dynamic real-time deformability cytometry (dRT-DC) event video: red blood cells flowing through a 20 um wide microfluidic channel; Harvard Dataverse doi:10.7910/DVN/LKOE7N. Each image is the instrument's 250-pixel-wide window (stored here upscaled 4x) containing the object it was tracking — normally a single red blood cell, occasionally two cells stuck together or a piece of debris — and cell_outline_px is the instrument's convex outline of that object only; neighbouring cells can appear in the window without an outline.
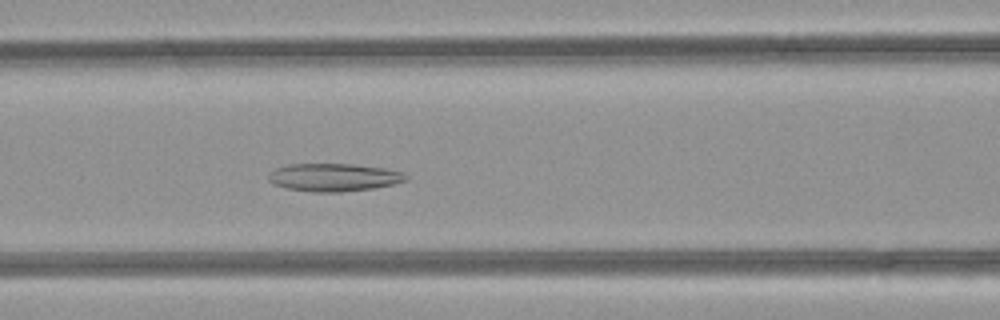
{"species": "common noctule bat (a hibernating species)", "species_latin": "Nyctalus noctula", "temperature_condition": "room temperature", "stored_images_in_passage": 48, "camera_frame_rate_fps": 3000, "um_per_image_px": 0.085, "animal": {"sex": "female", "body_mass_g": 21.9}, "frame": {"image": 1, "passage_image": 19, "time_ms": 6.0, "image_size_px": [1000, 320], "cell_outline_px": [[408, 180], [376, 188], [340, 192], [312, 192], [288, 188], [272, 184], [268, 180], [268, 172], [276, 168], [288, 164], [352, 164], [384, 168], [404, 172], [408, 176]], "centroid_in_image_um": [28.37, 15.07], "position_along_channel_um": 138.2, "area_um2": 22.48}}
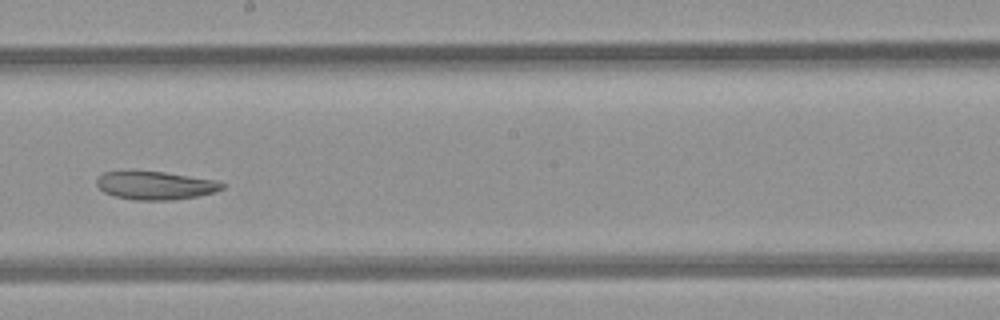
{"frame": {"image": 2, "passage_image": 26, "time_ms": 8.333, "image_size_px": [1000, 320], "cell_outline_px": [[224, 188], [216, 192], [176, 200], [136, 200], [116, 196], [104, 192], [96, 184], [96, 180], [104, 172], [164, 172], [216, 180], [224, 184]], "centroid_in_image_um": [13.25, 15.78], "position_along_channel_um": 235.0, "area_um2": 20.35}}
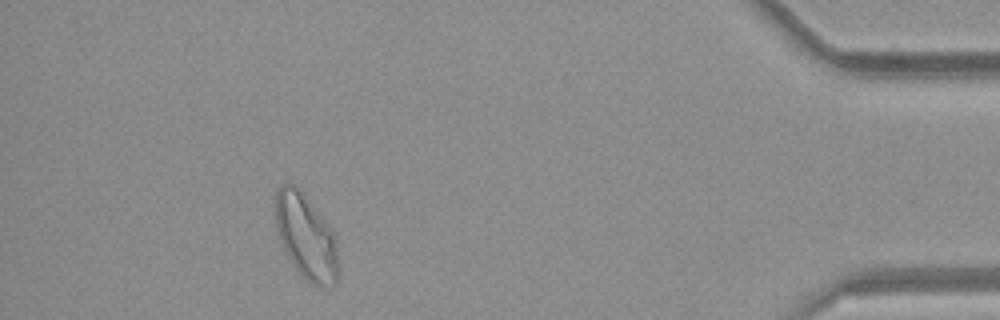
{"frame": {"image": 3, "passage_image": 43, "time_ms": 14.0, "image_size_px": [1000, 320], "cell_outline_px": [[340, 272], [336, 284], [324, 288], [312, 284], [296, 268], [288, 256], [280, 240], [276, 228], [272, 204], [276, 188], [280, 184], [292, 184], [300, 192], [332, 228], [336, 244]], "centroid_in_image_um": [26.0, 20.13], "position_along_channel_um": 409.2, "area_um2": 31.33}, "authors_computed_cell_mechanics": {"area_um2": 27.0793, "velocity_mm_per_s": 4.1525, "shape_relaxation_time_tau1_ms": null, "shape_relaxation_time_tau2_ms": 9.0806, "deformation_change_tau1": null, "deformation_change_tau2": 0.1649}}